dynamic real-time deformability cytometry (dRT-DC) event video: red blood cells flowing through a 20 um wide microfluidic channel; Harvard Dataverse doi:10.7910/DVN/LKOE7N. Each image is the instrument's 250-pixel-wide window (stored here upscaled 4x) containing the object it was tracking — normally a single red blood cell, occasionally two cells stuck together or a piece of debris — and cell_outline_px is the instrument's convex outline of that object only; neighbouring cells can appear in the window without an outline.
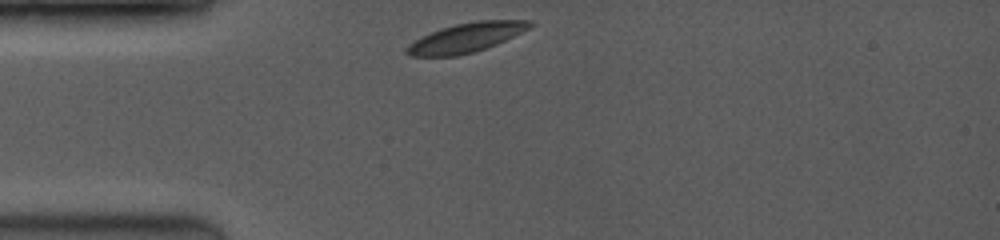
{"species": "common noctule bat (a hibernating species)", "species_latin": "Nyctalus noctula", "temperature_condition": "room temperature", "stored_images_in_passage": 36, "camera_frame_rate_fps": 3500, "um_per_image_px": 0.085, "animal": {"sex": "female", "body_mass_g": 19.0, "forearm_length_mm": 53.3}, "frame": {"image": 1, "passage_image": 1, "time_ms": 0.0, "image_size_px": [1000, 240], "cell_outline_px": [[536, 24], [496, 44], [472, 52], [456, 56], [408, 56], [404, 52], [404, 48], [408, 44], [440, 28], [456, 24], [476, 20], [532, 20]], "centroid_in_image_um": [39.59, 3.19], "position_along_channel_um": 45.4, "area_um2": 20.81}}
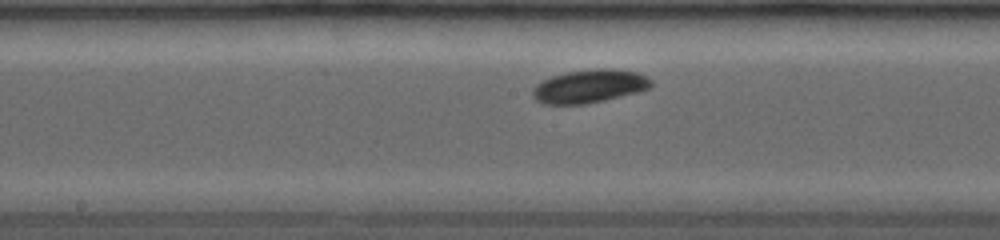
{"frame": {"image": 2, "passage_image": 16, "time_ms": 4.286, "image_size_px": [1000, 240], "cell_outline_px": [[652, 84], [648, 88], [636, 92], [604, 100], [584, 104], [544, 104], [536, 100], [532, 96], [532, 92], [536, 84], [552, 76], [568, 72], [596, 68], [612, 68], [636, 72], [652, 80]], "centroid_in_image_um": [50.08, 7.32], "position_along_channel_um": 198.1, "area_um2": 22.72}}
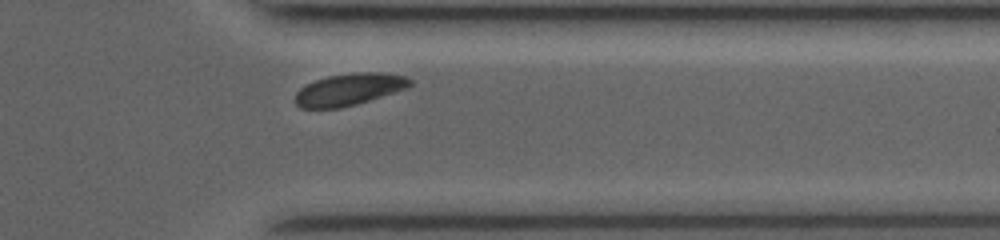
{"frame": {"image": 3, "passage_image": 32, "time_ms": 8.857, "image_size_px": [1000, 240], "cell_outline_px": [[412, 84], [408, 88], [356, 104], [340, 108], [300, 108], [296, 104], [296, 92], [300, 88], [316, 80], [328, 76], [352, 72], [380, 72], [408, 76], [412, 80]], "centroid_in_image_um": [29.72, 7.59], "position_along_channel_um": 381.7, "area_um2": 21.39}}